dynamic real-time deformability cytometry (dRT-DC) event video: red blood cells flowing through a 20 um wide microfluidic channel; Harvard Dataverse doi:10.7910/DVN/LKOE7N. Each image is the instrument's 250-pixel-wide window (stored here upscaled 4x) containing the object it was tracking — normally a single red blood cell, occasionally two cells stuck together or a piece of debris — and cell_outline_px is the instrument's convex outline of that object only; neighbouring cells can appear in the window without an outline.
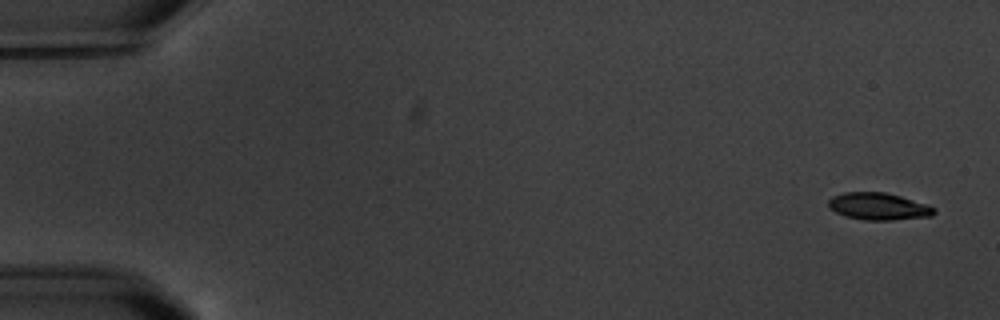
{"species": "common noctule bat (a hibernating species)", "species_latin": "Nyctalus noctula", "temperature_condition": "warm", "stored_images_in_passage": 4, "camera_frame_rate_fps": 3000, "um_per_image_px": 0.085, "animal": {"sex": "male", "body_mass_g": 20.1, "forearm_length_mm": 53.5}, "frame": {"image": 1, "passage_image": 1, "time_ms": 0.0, "image_size_px": [1000, 320], "cell_outline_px": [[936, 212], [932, 216], [892, 220], [864, 220], [844, 216], [828, 208], [828, 200], [832, 196], [844, 192], [884, 192], [900, 196], [928, 204], [936, 208]], "centroid_in_image_um": [74.67, 17.54], "position_along_channel_um": 10.3, "area_um2": 16.88}}